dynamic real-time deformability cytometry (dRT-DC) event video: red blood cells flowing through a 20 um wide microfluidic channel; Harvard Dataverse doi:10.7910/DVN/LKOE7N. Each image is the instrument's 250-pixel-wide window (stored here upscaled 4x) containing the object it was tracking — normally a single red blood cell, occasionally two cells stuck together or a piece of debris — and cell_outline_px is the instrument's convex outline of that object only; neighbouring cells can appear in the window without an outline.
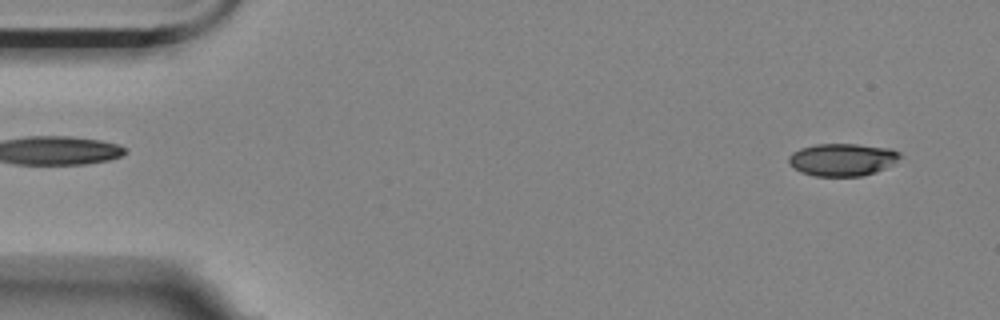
{"species": "Egyptian fruit bat (a non-hibernating species)", "species_latin": "Rousettus aegyptiacus", "temperature_condition": "room temperature", "stored_images_in_passage": 31, "camera_frame_rate_fps": 3000, "um_per_image_px": 0.085, "animal": {"sex": "female"}, "frame": {"image": 1, "passage_image": 3, "time_ms": 0.667, "image_size_px": [1000, 320], "cell_outline_px": [[904, 156], [892, 164], [876, 172], [864, 176], [816, 176], [800, 172], [788, 160], [788, 156], [792, 152], [800, 148], [816, 144], [856, 144], [892, 148], [900, 152]], "centroid_in_image_um": [71.64, 13.56], "position_along_channel_um": 13.4, "area_um2": 21.21}}
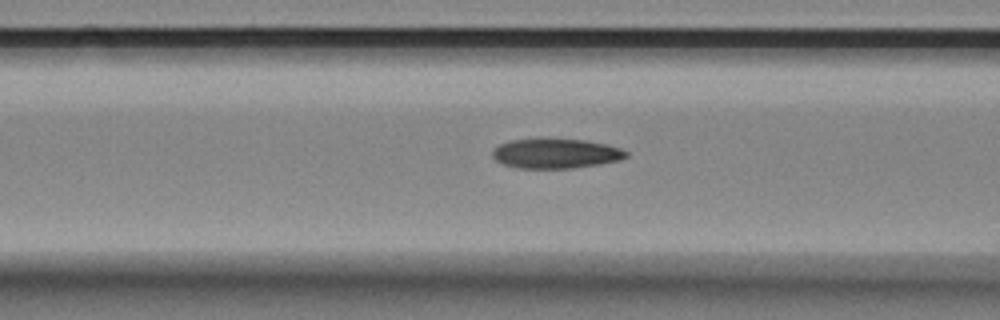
{"frame": {"image": 2, "passage_image": 21, "time_ms": 6.667, "image_size_px": [1000, 320], "cell_outline_px": [[628, 156], [620, 160], [600, 164], [572, 168], [520, 168], [504, 164], [496, 160], [492, 156], [492, 152], [500, 144], [512, 140], [584, 140], [604, 144], [620, 148], [628, 152]], "centroid_in_image_um": [47.27, 13.07], "position_along_channel_um": 119.3, "area_um2": 22.6}}
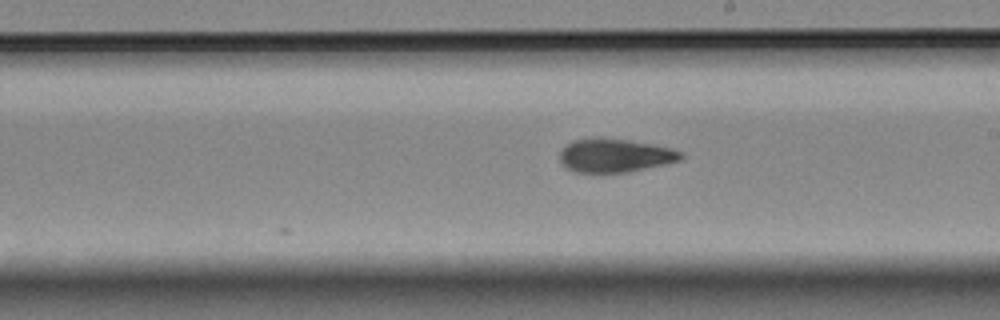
{"frame": {"image": 3, "passage_image": 31, "time_ms": 10.0, "image_size_px": [1000, 320], "cell_outline_px": [[684, 156], [680, 160], [664, 164], [628, 172], [576, 172], [568, 168], [560, 160], [560, 152], [572, 140], [628, 140], [672, 148], [680, 152]], "centroid_in_image_um": [52.3, 13.24], "position_along_channel_um": 236.7, "area_um2": 22.72}}